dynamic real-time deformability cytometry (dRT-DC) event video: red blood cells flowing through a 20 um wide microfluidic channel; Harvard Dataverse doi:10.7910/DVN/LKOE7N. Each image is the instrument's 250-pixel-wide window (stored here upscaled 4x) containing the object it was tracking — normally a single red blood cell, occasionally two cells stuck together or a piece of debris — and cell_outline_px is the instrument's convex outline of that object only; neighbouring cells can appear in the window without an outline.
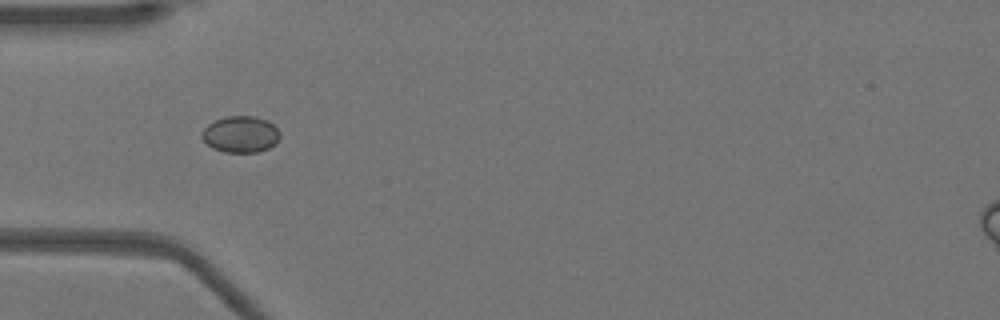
{"species": "Egyptian fruit bat (a non-hibernating species)", "species_latin": "Rousettus aegyptiacus", "temperature_condition": "warm", "stored_images_in_passage": 7, "camera_frame_rate_fps": 3000, "um_per_image_px": 0.085, "animal": {"sex": "female"}, "frame": {"image": 1, "passage_image": 4, "time_ms": 1.0, "image_size_px": [1000, 320], "cell_outline_px": [[280, 136], [276, 144], [268, 148], [256, 152], [224, 152], [212, 148], [200, 136], [200, 132], [208, 124], [216, 120], [228, 116], [252, 116], [268, 120], [280, 132]], "centroid_in_image_um": [20.45, 11.42], "position_along_channel_um": 64.6, "area_um2": 16.59}}